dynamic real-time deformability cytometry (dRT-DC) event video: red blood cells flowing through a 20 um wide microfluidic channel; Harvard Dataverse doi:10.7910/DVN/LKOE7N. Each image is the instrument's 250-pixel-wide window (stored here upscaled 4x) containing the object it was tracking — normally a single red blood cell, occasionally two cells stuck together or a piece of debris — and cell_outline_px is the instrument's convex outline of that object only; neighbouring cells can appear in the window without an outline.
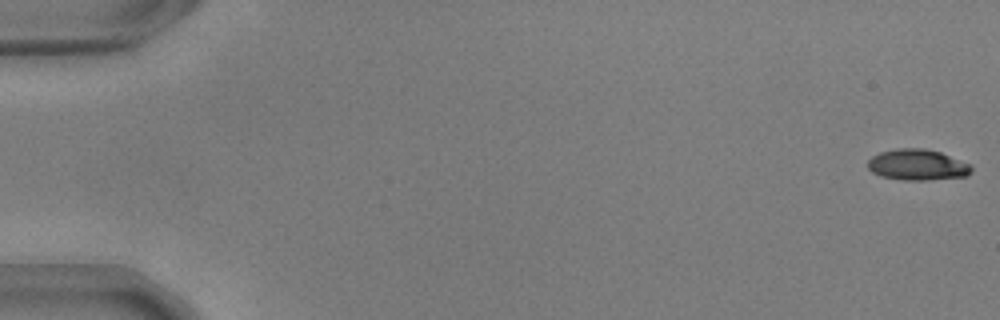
{"species": "common noctule bat (a hibernating species)", "species_latin": "Nyctalus noctula", "temperature_condition": "warm", "stored_images_in_passage": 55, "camera_frame_rate_fps": 3000, "um_per_image_px": 0.085, "animal": {"sex": "male", "body_mass_g": 17.9, "forearm_length_mm": 54.2}, "frame": {"image": 1, "passage_image": 1, "time_ms": 0.0, "image_size_px": [1000, 320], "cell_outline_px": [[972, 172], [968, 176], [928, 180], [904, 180], [880, 176], [872, 172], [868, 168], [868, 160], [872, 156], [880, 152], [896, 148], [924, 148], [940, 152], [972, 164]], "centroid_in_image_um": [78.0, 14.01], "position_along_channel_um": 7.0, "area_um2": 18.9}}
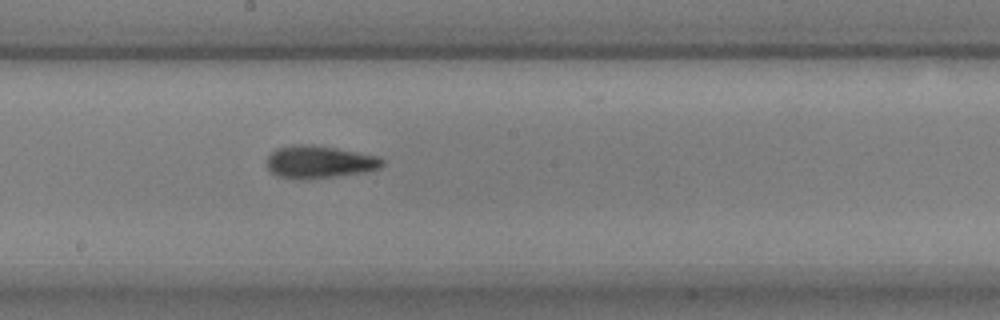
{"frame": {"image": 2, "passage_image": 31, "time_ms": 10.0, "image_size_px": [1000, 320], "cell_outline_px": [[384, 164], [380, 168], [364, 172], [336, 176], [304, 180], [300, 180], [276, 176], [268, 168], [264, 160], [276, 148], [292, 144], [312, 144], [336, 148], [380, 156], [384, 160]], "centroid_in_image_um": [27.12, 13.76], "position_along_channel_um": 221.1, "area_um2": 22.31}}
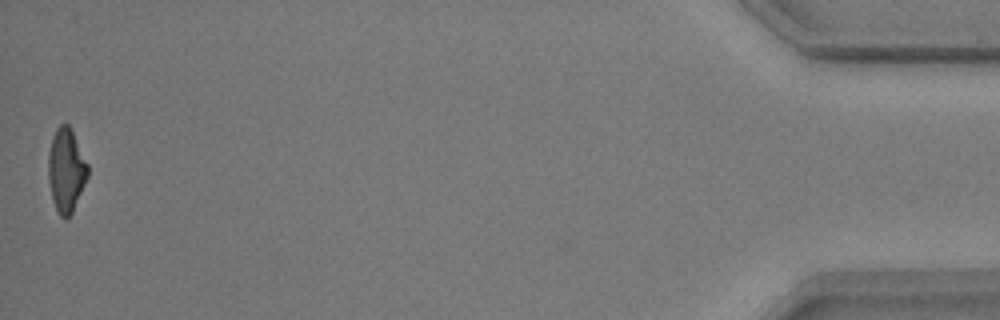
{"frame": {"image": 3, "passage_image": 55, "time_ms": 18.0, "image_size_px": [1000, 320], "cell_outline_px": [[88, 176], [72, 212], [64, 220], [56, 212], [52, 200], [48, 180], [48, 152], [52, 136], [56, 128], [60, 124], [68, 124], [88, 164]], "centroid_in_image_um": [5.59, 14.49], "position_along_channel_um": 429.6, "area_um2": 19.25}, "authors_computed_cell_mechanics": {"area_um2": 19.9988, "velocity_mm_per_s": 3.7038, "shape_relaxation_time_tau1_ms": 4.2688, "shape_relaxation_time_tau2_ms": 2.6498, "deformation_change_tau1": 0.1764, "deformation_change_tau2": 0.1161}}